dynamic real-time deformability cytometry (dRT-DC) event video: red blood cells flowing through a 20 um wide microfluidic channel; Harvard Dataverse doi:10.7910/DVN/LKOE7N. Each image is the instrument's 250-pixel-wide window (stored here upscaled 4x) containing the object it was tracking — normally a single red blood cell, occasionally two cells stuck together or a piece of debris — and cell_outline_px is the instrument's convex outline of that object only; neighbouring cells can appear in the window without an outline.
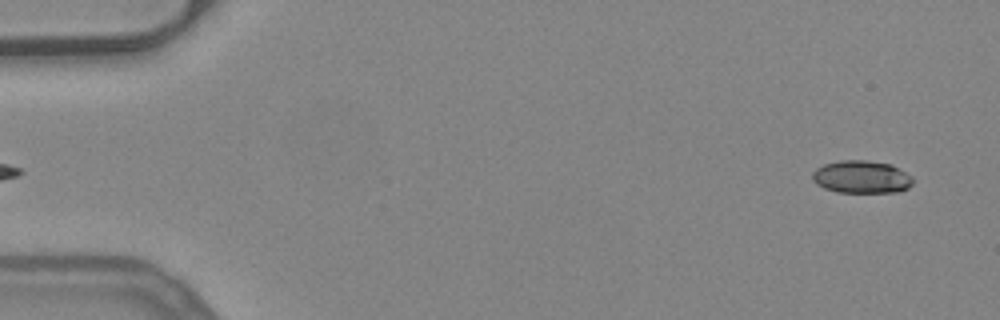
{"species": "common noctule bat (a hibernating species)", "species_latin": "Nyctalus noctula", "temperature_condition": "warm", "stored_images_in_passage": 51, "camera_frame_rate_fps": 3000, "um_per_image_px": 0.085, "animal": {"sex": "female", "body_mass_g": 24.6, "forearm_length_mm": 56.2}, "frame": {"image": 1, "passage_image": 2, "time_ms": 0.333, "image_size_px": [1000, 320], "cell_outline_px": [[912, 184], [908, 188], [896, 192], [836, 192], [824, 188], [816, 184], [812, 180], [812, 172], [816, 168], [824, 164], [840, 160], [868, 160], [892, 164], [912, 176]], "centroid_in_image_um": [73.21, 15.03], "position_along_channel_um": 11.8, "area_um2": 19.31}}
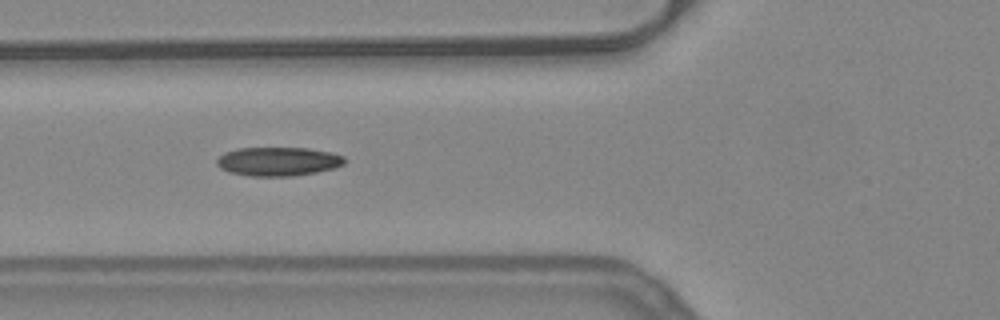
{"frame": {"image": 2, "passage_image": 19, "time_ms": 6.0, "image_size_px": [1000, 320], "cell_outline_px": [[344, 164], [332, 168], [316, 172], [292, 176], [248, 176], [228, 172], [220, 168], [216, 164], [216, 160], [224, 152], [236, 148], [308, 148], [332, 152], [344, 156]], "centroid_in_image_um": [23.6, 13.72], "position_along_channel_um": 102.2, "area_um2": 21.56}}
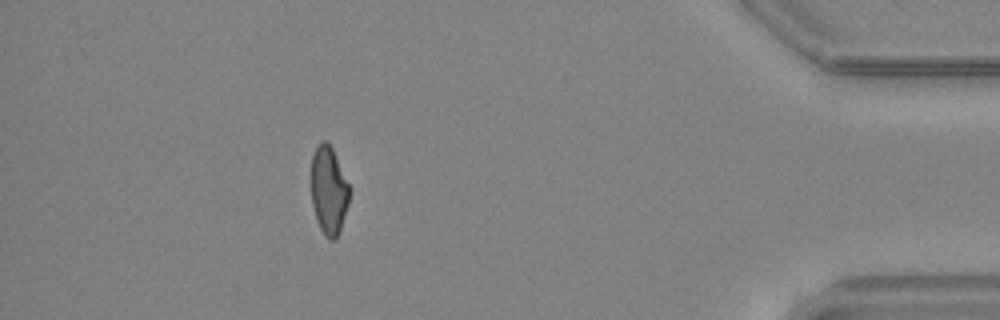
{"frame": {"image": 3, "passage_image": 46, "time_ms": 15.0, "image_size_px": [1000, 320], "cell_outline_px": [[348, 204], [340, 232], [336, 240], [328, 240], [324, 236], [316, 220], [312, 204], [312, 152], [324, 140], [328, 140], [332, 148], [348, 184]], "centroid_in_image_um": [27.93, 16.24], "position_along_channel_um": 407.3, "area_um2": 19.42}, "authors_computed_cell_mechanics": {"area_um2": 20.519, "velocity_mm_per_s": 3.9641, "shape_relaxation_time_tau1_ms": 10.8191, "shape_relaxation_time_tau2_ms": 4.0721, "deformation_change_tau1": 0.258, "deformation_change_tau2": 0.1007}}